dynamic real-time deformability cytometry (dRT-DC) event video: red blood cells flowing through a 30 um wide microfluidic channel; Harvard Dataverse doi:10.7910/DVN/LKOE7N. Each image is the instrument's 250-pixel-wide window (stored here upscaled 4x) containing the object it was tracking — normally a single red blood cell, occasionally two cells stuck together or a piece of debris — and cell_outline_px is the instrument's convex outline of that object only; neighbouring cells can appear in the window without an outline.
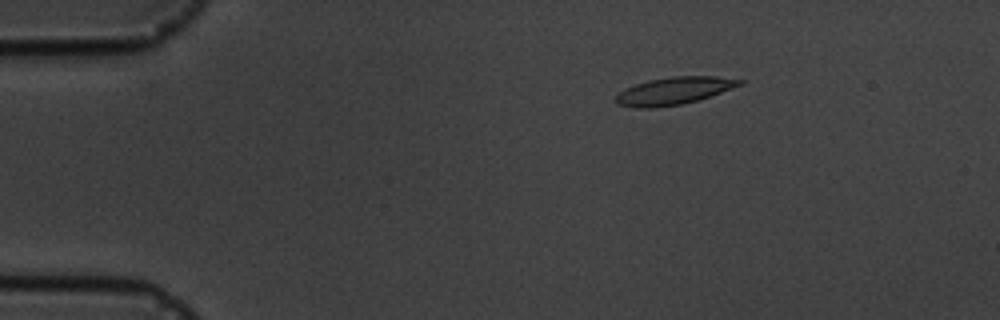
{"species": "common noctule bat (a hibernating species)", "species_latin": "Nyctalus noctula", "temperature_condition": "cold", "stored_images_in_passage": 4, "camera_frame_rate_fps": 3000, "um_per_image_px": 0.085, "animal": {"sex": "male", "body_mass_g": 19.5, "forearm_length_mm": 54.6}, "frame": {"image": 1, "passage_image": 2, "time_ms": 1.333, "image_size_px": [1000, 320], "cell_outline_px": [[744, 84], [696, 100], [680, 104], [652, 108], [632, 108], [616, 104], [616, 96], [624, 88], [636, 84], [652, 80], [672, 76], [716, 76], [744, 80]], "centroid_in_image_um": [57.26, 7.72], "position_along_channel_um": 27.7, "area_um2": 19.54}}